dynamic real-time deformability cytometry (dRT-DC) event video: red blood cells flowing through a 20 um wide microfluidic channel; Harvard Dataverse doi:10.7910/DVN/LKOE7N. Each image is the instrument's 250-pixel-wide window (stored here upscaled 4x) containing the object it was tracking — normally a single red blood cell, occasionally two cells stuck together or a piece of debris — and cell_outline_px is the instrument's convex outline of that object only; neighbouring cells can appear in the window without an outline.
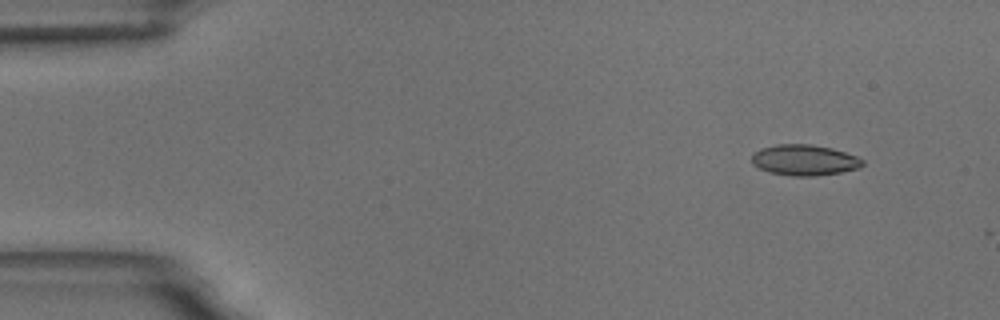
{"species": "common noctule bat (a hibernating species)", "species_latin": "Nyctalus noctula", "temperature_condition": "room temperature", "stored_images_in_passage": 4, "camera_frame_rate_fps": 3000, "um_per_image_px": 0.085, "animal": {"sex": "male", "body_mass_g": 18.8}, "frame": {"image": 1, "passage_image": 1, "time_ms": 0.0, "image_size_px": [1000, 320], "cell_outline_px": [[864, 164], [860, 168], [840, 172], [816, 176], [792, 176], [768, 172], [752, 164], [752, 152], [760, 148], [776, 144], [808, 144], [832, 148], [856, 156], [864, 160]], "centroid_in_image_um": [68.35, 13.6], "position_along_channel_um": 16.6, "area_um2": 20.0}}
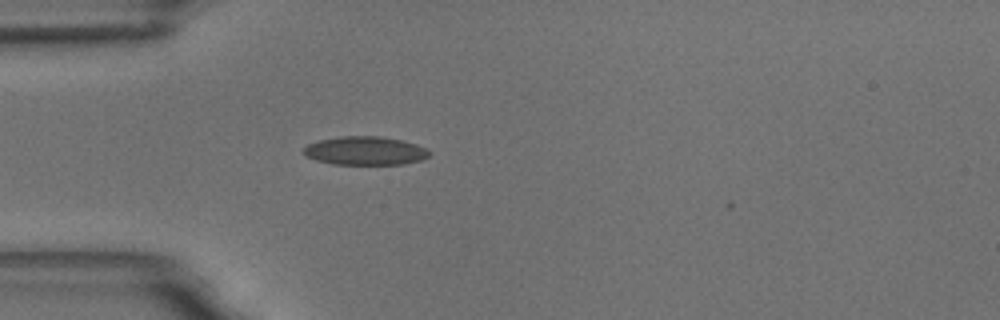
{"frame": {"image": 2, "passage_image": 4, "time_ms": 3.667, "image_size_px": [1000, 320], "cell_outline_px": [[432, 152], [428, 156], [420, 160], [404, 164], [332, 164], [316, 160], [304, 156], [304, 148], [308, 144], [320, 140], [340, 136], [380, 136], [400, 140], [416, 144]], "centroid_in_image_um": [31.02, 12.82], "position_along_channel_um": 54.0, "area_um2": 20.81}}